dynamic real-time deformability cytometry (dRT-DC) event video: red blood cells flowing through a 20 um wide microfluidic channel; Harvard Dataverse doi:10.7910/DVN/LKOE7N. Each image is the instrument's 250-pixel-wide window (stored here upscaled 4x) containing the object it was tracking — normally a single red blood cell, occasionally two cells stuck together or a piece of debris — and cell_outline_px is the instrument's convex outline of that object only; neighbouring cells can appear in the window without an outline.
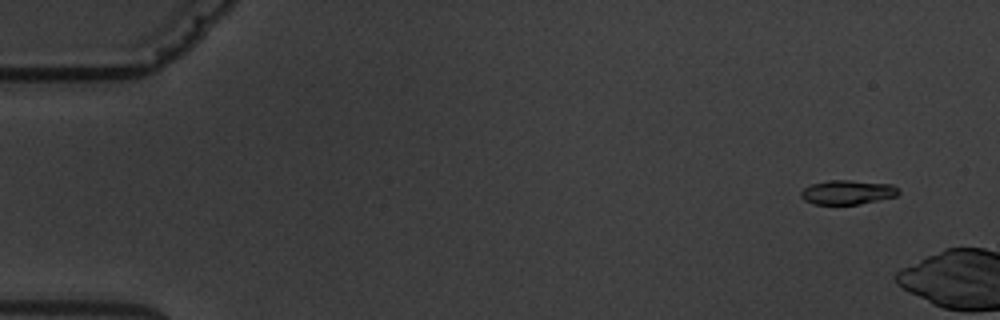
{"species": "common noctule bat (a hibernating species)", "species_latin": "Nyctalus noctula", "temperature_condition": "warm", "stored_images_in_passage": 2, "camera_frame_rate_fps": 3000, "um_per_image_px": 0.085, "animal": {"sex": "male", "body_mass_g": 19.5, "forearm_length_mm": 54.6}, "frame": {"image": 1, "passage_image": 1, "time_ms": 0.0, "image_size_px": [1000, 320], "cell_outline_px": [[900, 192], [896, 196], [856, 204], [816, 204], [804, 200], [800, 196], [800, 192], [804, 188], [812, 184], [828, 180], [848, 180], [892, 184]], "centroid_in_image_um": [72.01, 16.33], "position_along_channel_um": 13.0, "area_um2": 13.58}}